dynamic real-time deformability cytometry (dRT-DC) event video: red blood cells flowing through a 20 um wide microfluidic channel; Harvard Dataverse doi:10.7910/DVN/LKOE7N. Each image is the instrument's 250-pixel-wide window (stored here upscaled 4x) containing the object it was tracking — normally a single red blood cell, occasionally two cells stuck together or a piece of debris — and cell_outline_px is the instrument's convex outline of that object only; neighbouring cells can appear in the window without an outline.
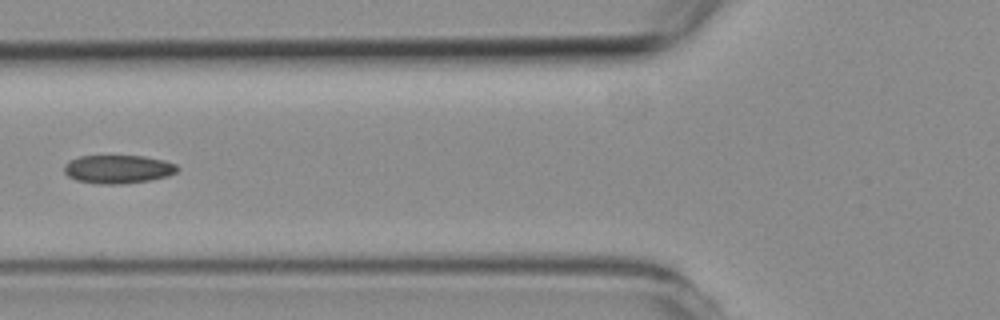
{"species": "common noctule bat (a hibernating species)", "species_latin": "Nyctalus noctula", "temperature_condition": "room temperature", "stored_images_in_passage": 2, "camera_frame_rate_fps": 3000, "um_per_image_px": 0.085, "animal": {"sex": "female", "body_mass_g": 19.3, "forearm_length_mm": 54.1}, "frame": {"image": 1, "passage_image": 2, "time_ms": 1.0, "image_size_px": [1000, 320], "cell_outline_px": [[180, 168], [176, 172], [168, 176], [152, 180], [120, 184], [96, 184], [76, 180], [68, 176], [64, 172], [64, 164], [68, 160], [80, 156], [144, 156], [164, 160], [176, 164]], "centroid_in_image_um": [10.03, 14.38], "position_along_channel_um": 115.8, "area_um2": 18.96}}